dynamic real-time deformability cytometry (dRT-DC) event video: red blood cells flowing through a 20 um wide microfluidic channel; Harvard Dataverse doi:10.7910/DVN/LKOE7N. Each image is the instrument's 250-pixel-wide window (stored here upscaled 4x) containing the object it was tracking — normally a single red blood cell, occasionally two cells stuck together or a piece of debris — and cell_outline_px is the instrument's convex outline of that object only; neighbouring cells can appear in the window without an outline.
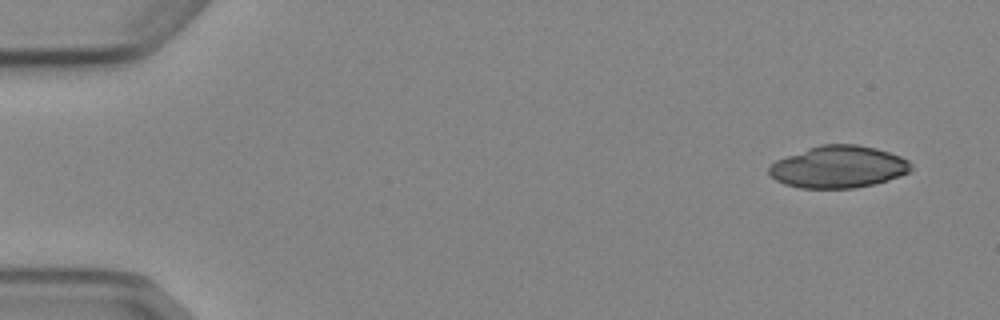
{"species": "Egyptian fruit bat (a non-hibernating species)", "species_latin": "Rousettus aegyptiacus", "temperature_condition": "cold", "stored_images_in_passage": 5, "camera_frame_rate_fps": 3000, "um_per_image_px": 0.085, "animal": {"sex": "female"}, "frame": {"image": 1, "passage_image": 1, "time_ms": 0.0, "image_size_px": [1000, 320], "cell_outline_px": [[912, 168], [908, 172], [900, 176], [876, 184], [856, 188], [800, 188], [784, 184], [776, 180], [768, 172], [768, 168], [776, 160], [808, 148], [820, 144], [856, 144], [876, 148], [900, 156], [908, 160], [912, 164]], "centroid_in_image_um": [71.28, 14.19], "position_along_channel_um": 13.7, "area_um2": 34.85}}